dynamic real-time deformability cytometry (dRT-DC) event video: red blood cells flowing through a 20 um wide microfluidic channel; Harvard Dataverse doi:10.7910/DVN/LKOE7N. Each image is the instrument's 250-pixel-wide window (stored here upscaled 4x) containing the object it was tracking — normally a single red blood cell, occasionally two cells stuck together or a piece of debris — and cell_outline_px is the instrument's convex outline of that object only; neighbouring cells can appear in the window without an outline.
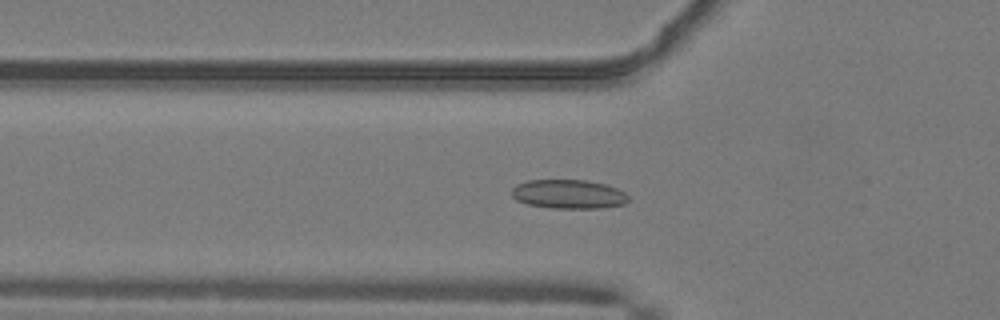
{"species": "common noctule bat (a hibernating species)", "species_latin": "Nyctalus noctula", "temperature_condition": "warm", "stored_images_in_passage": 44, "camera_frame_rate_fps": 3000, "um_per_image_px": 0.085, "animal": {"sex": "male", "body_mass_g": 19.2, "forearm_length_mm": 51.8}, "frame": {"image": 1, "passage_image": 17, "time_ms": 5.333, "image_size_px": [1000, 320], "cell_outline_px": [[628, 200], [624, 204], [600, 208], [552, 208], [528, 204], [516, 200], [512, 196], [512, 188], [516, 184], [528, 180], [588, 180], [604, 184], [616, 188], [624, 192], [628, 196]], "centroid_in_image_um": [48.31, 16.5], "position_along_channel_um": 77.5, "area_um2": 19.71}}
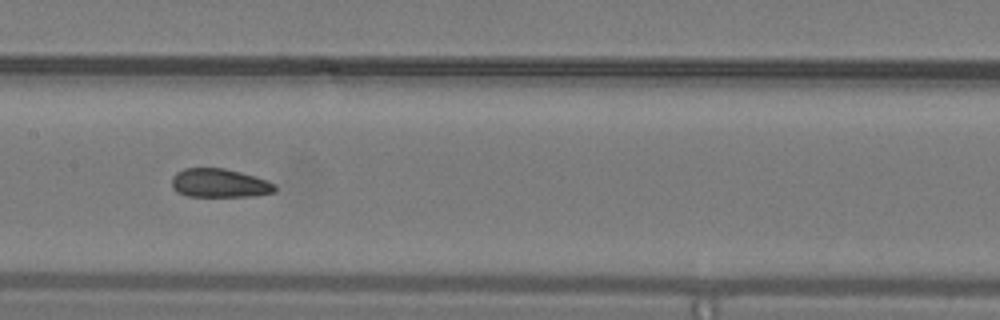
{"frame": {"image": 2, "passage_image": 25, "time_ms": 8.0, "image_size_px": [1000, 320], "cell_outline_px": [[276, 192], [256, 196], [188, 196], [176, 192], [172, 188], [172, 176], [176, 172], [184, 168], [224, 168], [256, 176], [268, 180], [276, 184]], "centroid_in_image_um": [18.68, 15.56], "position_along_channel_um": 188.7, "area_um2": 17.51}}
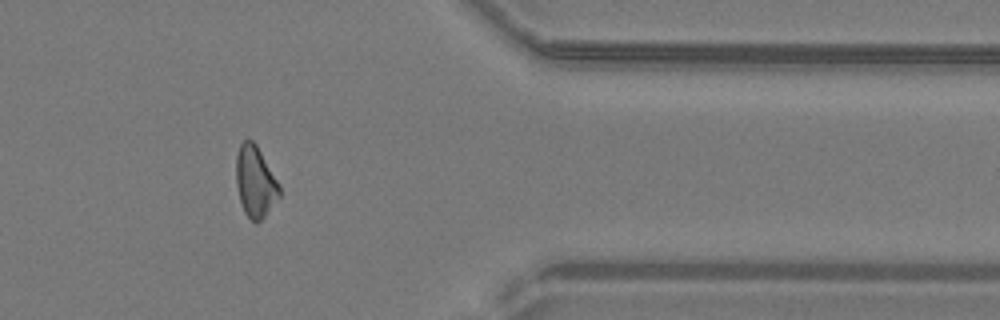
{"frame": {"image": 3, "passage_image": 41, "time_ms": 13.333, "image_size_px": [1000, 320], "cell_outline_px": [[280, 196], [264, 216], [256, 224], [244, 212], [240, 200], [236, 184], [236, 156], [240, 144], [248, 136], [256, 144], [280, 184]], "centroid_in_image_um": [21.69, 15.41], "position_along_channel_um": 389.7, "area_um2": 17.98}, "authors_computed_cell_mechanics": {"area_um2": 18.6694, "velocity_mm_per_s": 4.1238, "shape_relaxation_time_tau1_ms": null, "shape_relaxation_time_tau2_ms": 1.3779, "deformation_change_tau1": null, "deformation_change_tau2": 0.0884}}